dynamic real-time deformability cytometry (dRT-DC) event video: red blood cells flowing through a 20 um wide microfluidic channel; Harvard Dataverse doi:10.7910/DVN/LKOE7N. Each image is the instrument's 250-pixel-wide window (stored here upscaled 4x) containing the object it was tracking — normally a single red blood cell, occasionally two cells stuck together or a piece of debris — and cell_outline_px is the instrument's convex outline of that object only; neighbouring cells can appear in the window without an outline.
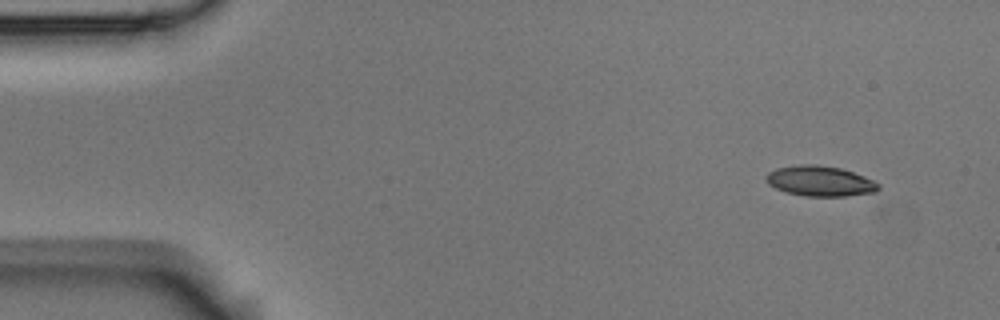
{"species": "Egyptian fruit bat (a non-hibernating species)", "species_latin": "Rousettus aegyptiacus", "temperature_condition": "room temperature", "stored_images_in_passage": 4, "camera_frame_rate_fps": 3000, "um_per_image_px": 0.085, "animal": {"sex": "male"}, "frame": {"image": 1, "passage_image": 1, "time_ms": 0.0, "image_size_px": [1000, 320], "cell_outline_px": [[880, 188], [876, 192], [844, 196], [804, 196], [784, 192], [768, 184], [764, 176], [768, 172], [776, 168], [800, 164], [816, 164], [840, 168], [864, 176], [880, 184]], "centroid_in_image_um": [69.68, 15.39], "position_along_channel_um": 15.3, "area_um2": 19.94}}
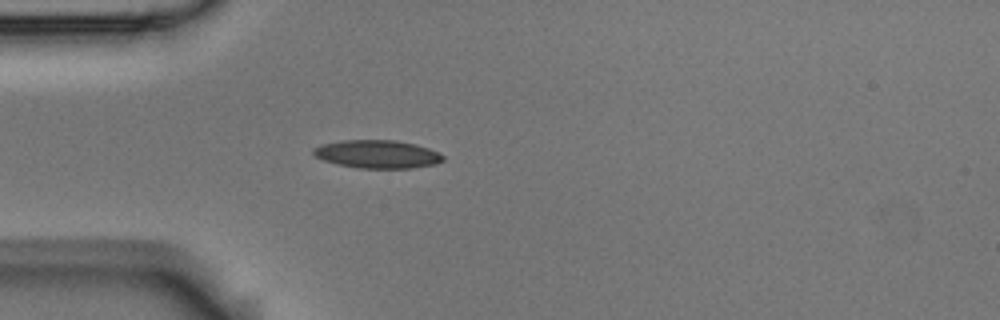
{"frame": {"image": 2, "passage_image": 4, "time_ms": 1.0, "image_size_px": [1000, 320], "cell_outline_px": [[444, 160], [436, 164], [412, 168], [356, 168], [336, 164], [324, 160], [316, 156], [312, 152], [312, 148], [320, 144], [340, 140], [396, 140], [416, 144], [440, 152], [444, 156]], "centroid_in_image_um": [32.07, 13.1], "position_along_channel_um": 52.9, "area_um2": 21.5}}